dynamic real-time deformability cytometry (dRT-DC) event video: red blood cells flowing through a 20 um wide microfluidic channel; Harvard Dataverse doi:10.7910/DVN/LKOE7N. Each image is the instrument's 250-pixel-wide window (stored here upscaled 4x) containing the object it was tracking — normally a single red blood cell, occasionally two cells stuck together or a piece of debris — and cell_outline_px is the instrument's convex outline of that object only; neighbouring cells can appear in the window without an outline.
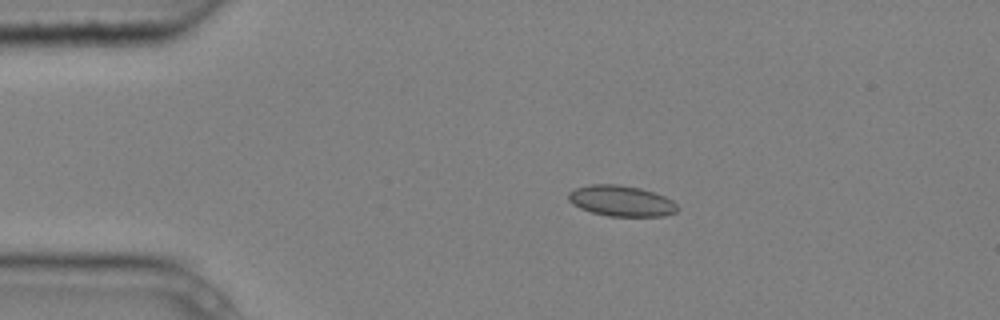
{"species": "common noctule bat (a hibernating species)", "species_latin": "Nyctalus noctula", "temperature_condition": "cold", "stored_images_in_passage": 3, "camera_frame_rate_fps": 3000, "um_per_image_px": 0.085, "animal": {"sex": "male", "body_mass_g": 20.4}, "frame": {"image": 1, "passage_image": 2, "time_ms": 0.333, "image_size_px": [1000, 320], "cell_outline_px": [[680, 208], [676, 212], [664, 216], [608, 216], [592, 212], [580, 208], [572, 204], [568, 200], [568, 192], [576, 188], [588, 184], [620, 184], [640, 188], [664, 196], [672, 200]], "centroid_in_image_um": [52.8, 17.07], "position_along_channel_um": 32.2, "area_um2": 19.65}}